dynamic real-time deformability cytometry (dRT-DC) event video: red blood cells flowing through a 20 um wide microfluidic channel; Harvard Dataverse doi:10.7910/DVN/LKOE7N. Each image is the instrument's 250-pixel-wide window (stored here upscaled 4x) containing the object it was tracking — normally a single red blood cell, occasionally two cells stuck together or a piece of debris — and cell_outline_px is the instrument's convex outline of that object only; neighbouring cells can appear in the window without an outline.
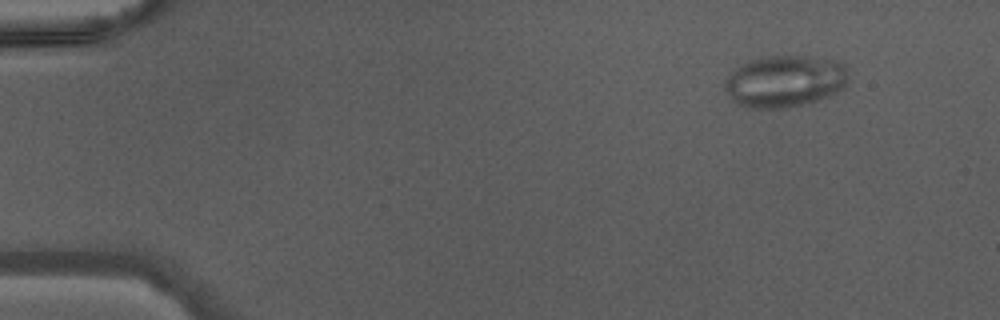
{"species": "Egyptian fruit bat (a non-hibernating species)", "species_latin": "Rousettus aegyptiacus", "temperature_condition": "warm", "stored_images_in_passage": 33, "camera_frame_rate_fps": 3000, "um_per_image_px": 0.085, "animal": {"sex": "male"}, "frame": {"image": 1, "passage_image": 1, "time_ms": 0.0, "image_size_px": [1000, 320], "cell_outline_px": [[848, 80], [844, 88], [828, 96], [816, 100], [800, 104], [780, 108], [752, 108], [740, 104], [732, 100], [724, 88], [724, 80], [732, 68], [740, 64], [752, 60], [768, 56], [804, 56], [836, 60], [844, 64]], "centroid_in_image_um": [66.67, 6.89], "position_along_channel_um": 18.3, "area_um2": 37.22}}
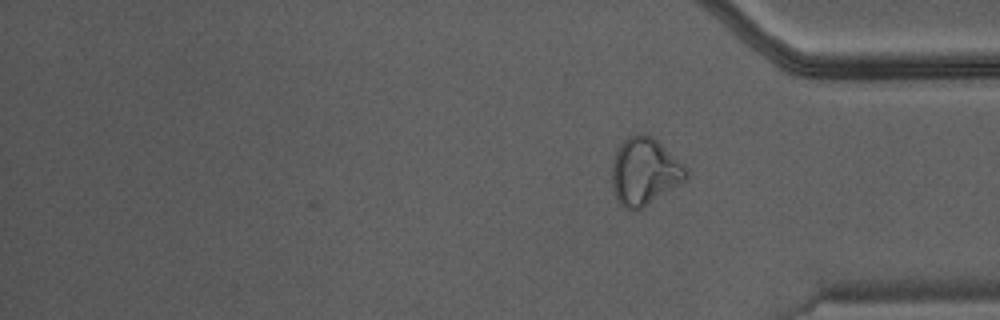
{"frame": {"image": 2, "passage_image": 33, "time_ms": 10.667, "image_size_px": [1000, 320], "cell_outline_px": [[688, 180], [644, 208], [636, 212], [632, 212], [624, 208], [616, 200], [612, 188], [612, 160], [620, 144], [632, 132], [652, 136], [684, 164], [688, 172]], "centroid_in_image_um": [54.79, 14.62], "position_along_channel_um": 380.4, "area_um2": 29.82}}